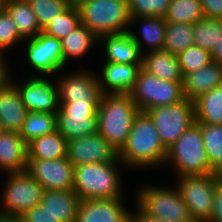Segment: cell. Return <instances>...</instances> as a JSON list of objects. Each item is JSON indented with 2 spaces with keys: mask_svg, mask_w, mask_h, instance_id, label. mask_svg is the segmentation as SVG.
Instances as JSON below:
<instances>
[{
  "mask_svg": "<svg viewBox=\"0 0 222 222\" xmlns=\"http://www.w3.org/2000/svg\"><path fill=\"white\" fill-rule=\"evenodd\" d=\"M167 149L163 146L153 121L146 112L140 111L132 124L126 144L118 153L126 168L144 169L164 166Z\"/></svg>",
  "mask_w": 222,
  "mask_h": 222,
  "instance_id": "cell-1",
  "label": "cell"
},
{
  "mask_svg": "<svg viewBox=\"0 0 222 222\" xmlns=\"http://www.w3.org/2000/svg\"><path fill=\"white\" fill-rule=\"evenodd\" d=\"M139 112L129 94H101L97 111L98 133L119 153Z\"/></svg>",
  "mask_w": 222,
  "mask_h": 222,
  "instance_id": "cell-2",
  "label": "cell"
},
{
  "mask_svg": "<svg viewBox=\"0 0 222 222\" xmlns=\"http://www.w3.org/2000/svg\"><path fill=\"white\" fill-rule=\"evenodd\" d=\"M121 161L88 163L74 167L73 190L81 200L122 197Z\"/></svg>",
  "mask_w": 222,
  "mask_h": 222,
  "instance_id": "cell-3",
  "label": "cell"
},
{
  "mask_svg": "<svg viewBox=\"0 0 222 222\" xmlns=\"http://www.w3.org/2000/svg\"><path fill=\"white\" fill-rule=\"evenodd\" d=\"M171 163L178 176L217 173L210 165L205 151L200 125L193 123L167 149L164 165Z\"/></svg>",
  "mask_w": 222,
  "mask_h": 222,
  "instance_id": "cell-4",
  "label": "cell"
},
{
  "mask_svg": "<svg viewBox=\"0 0 222 222\" xmlns=\"http://www.w3.org/2000/svg\"><path fill=\"white\" fill-rule=\"evenodd\" d=\"M81 23L97 37L128 32V0H82L77 5Z\"/></svg>",
  "mask_w": 222,
  "mask_h": 222,
  "instance_id": "cell-5",
  "label": "cell"
},
{
  "mask_svg": "<svg viewBox=\"0 0 222 222\" xmlns=\"http://www.w3.org/2000/svg\"><path fill=\"white\" fill-rule=\"evenodd\" d=\"M1 197L2 219L17 220L25 212L39 205L43 187L26 171L8 173Z\"/></svg>",
  "mask_w": 222,
  "mask_h": 222,
  "instance_id": "cell-6",
  "label": "cell"
},
{
  "mask_svg": "<svg viewBox=\"0 0 222 222\" xmlns=\"http://www.w3.org/2000/svg\"><path fill=\"white\" fill-rule=\"evenodd\" d=\"M137 204L146 214L172 222H193L177 187L144 185L137 191Z\"/></svg>",
  "mask_w": 222,
  "mask_h": 222,
  "instance_id": "cell-7",
  "label": "cell"
},
{
  "mask_svg": "<svg viewBox=\"0 0 222 222\" xmlns=\"http://www.w3.org/2000/svg\"><path fill=\"white\" fill-rule=\"evenodd\" d=\"M182 83L162 80L141 68L129 95L139 110L145 112L182 101L185 98Z\"/></svg>",
  "mask_w": 222,
  "mask_h": 222,
  "instance_id": "cell-8",
  "label": "cell"
},
{
  "mask_svg": "<svg viewBox=\"0 0 222 222\" xmlns=\"http://www.w3.org/2000/svg\"><path fill=\"white\" fill-rule=\"evenodd\" d=\"M176 187L186 203L193 222H209L216 186L217 173L177 177Z\"/></svg>",
  "mask_w": 222,
  "mask_h": 222,
  "instance_id": "cell-9",
  "label": "cell"
},
{
  "mask_svg": "<svg viewBox=\"0 0 222 222\" xmlns=\"http://www.w3.org/2000/svg\"><path fill=\"white\" fill-rule=\"evenodd\" d=\"M156 127L163 146L169 149L195 123L194 103L188 98L145 111Z\"/></svg>",
  "mask_w": 222,
  "mask_h": 222,
  "instance_id": "cell-10",
  "label": "cell"
},
{
  "mask_svg": "<svg viewBox=\"0 0 222 222\" xmlns=\"http://www.w3.org/2000/svg\"><path fill=\"white\" fill-rule=\"evenodd\" d=\"M59 103L57 130L67 141L98 133L99 101Z\"/></svg>",
  "mask_w": 222,
  "mask_h": 222,
  "instance_id": "cell-11",
  "label": "cell"
},
{
  "mask_svg": "<svg viewBox=\"0 0 222 222\" xmlns=\"http://www.w3.org/2000/svg\"><path fill=\"white\" fill-rule=\"evenodd\" d=\"M26 57L35 75H53L64 69L62 41L40 32L34 38L26 39Z\"/></svg>",
  "mask_w": 222,
  "mask_h": 222,
  "instance_id": "cell-12",
  "label": "cell"
},
{
  "mask_svg": "<svg viewBox=\"0 0 222 222\" xmlns=\"http://www.w3.org/2000/svg\"><path fill=\"white\" fill-rule=\"evenodd\" d=\"M8 71V78L18 88L22 102L29 112L57 113L60 107L58 88L55 82H50L46 76H33L16 83ZM10 74V75H9ZM46 77V78H45Z\"/></svg>",
  "mask_w": 222,
  "mask_h": 222,
  "instance_id": "cell-13",
  "label": "cell"
},
{
  "mask_svg": "<svg viewBox=\"0 0 222 222\" xmlns=\"http://www.w3.org/2000/svg\"><path fill=\"white\" fill-rule=\"evenodd\" d=\"M26 171L44 190H73L74 166L66 157L28 159Z\"/></svg>",
  "mask_w": 222,
  "mask_h": 222,
  "instance_id": "cell-14",
  "label": "cell"
},
{
  "mask_svg": "<svg viewBox=\"0 0 222 222\" xmlns=\"http://www.w3.org/2000/svg\"><path fill=\"white\" fill-rule=\"evenodd\" d=\"M66 158L73 166L120 161L118 152L99 133L67 141Z\"/></svg>",
  "mask_w": 222,
  "mask_h": 222,
  "instance_id": "cell-15",
  "label": "cell"
},
{
  "mask_svg": "<svg viewBox=\"0 0 222 222\" xmlns=\"http://www.w3.org/2000/svg\"><path fill=\"white\" fill-rule=\"evenodd\" d=\"M55 81L58 88L59 102L99 101L100 86L96 74L91 71H73Z\"/></svg>",
  "mask_w": 222,
  "mask_h": 222,
  "instance_id": "cell-16",
  "label": "cell"
},
{
  "mask_svg": "<svg viewBox=\"0 0 222 222\" xmlns=\"http://www.w3.org/2000/svg\"><path fill=\"white\" fill-rule=\"evenodd\" d=\"M122 198L80 200L75 222H131Z\"/></svg>",
  "mask_w": 222,
  "mask_h": 222,
  "instance_id": "cell-17",
  "label": "cell"
},
{
  "mask_svg": "<svg viewBox=\"0 0 222 222\" xmlns=\"http://www.w3.org/2000/svg\"><path fill=\"white\" fill-rule=\"evenodd\" d=\"M28 112L18 88L7 77L0 84V130L20 132Z\"/></svg>",
  "mask_w": 222,
  "mask_h": 222,
  "instance_id": "cell-18",
  "label": "cell"
},
{
  "mask_svg": "<svg viewBox=\"0 0 222 222\" xmlns=\"http://www.w3.org/2000/svg\"><path fill=\"white\" fill-rule=\"evenodd\" d=\"M141 64L104 62L98 77L102 94H129L132 90Z\"/></svg>",
  "mask_w": 222,
  "mask_h": 222,
  "instance_id": "cell-19",
  "label": "cell"
},
{
  "mask_svg": "<svg viewBox=\"0 0 222 222\" xmlns=\"http://www.w3.org/2000/svg\"><path fill=\"white\" fill-rule=\"evenodd\" d=\"M98 44L104 45L103 62L142 64L140 48L128 32L102 35L98 37Z\"/></svg>",
  "mask_w": 222,
  "mask_h": 222,
  "instance_id": "cell-20",
  "label": "cell"
},
{
  "mask_svg": "<svg viewBox=\"0 0 222 222\" xmlns=\"http://www.w3.org/2000/svg\"><path fill=\"white\" fill-rule=\"evenodd\" d=\"M27 144L19 132L0 130V170L21 172L27 168Z\"/></svg>",
  "mask_w": 222,
  "mask_h": 222,
  "instance_id": "cell-21",
  "label": "cell"
},
{
  "mask_svg": "<svg viewBox=\"0 0 222 222\" xmlns=\"http://www.w3.org/2000/svg\"><path fill=\"white\" fill-rule=\"evenodd\" d=\"M221 85L222 66L215 61L183 76L182 86L184 97L192 101L203 93Z\"/></svg>",
  "mask_w": 222,
  "mask_h": 222,
  "instance_id": "cell-22",
  "label": "cell"
},
{
  "mask_svg": "<svg viewBox=\"0 0 222 222\" xmlns=\"http://www.w3.org/2000/svg\"><path fill=\"white\" fill-rule=\"evenodd\" d=\"M80 200L74 190H44L40 204L60 222H75Z\"/></svg>",
  "mask_w": 222,
  "mask_h": 222,
  "instance_id": "cell-23",
  "label": "cell"
},
{
  "mask_svg": "<svg viewBox=\"0 0 222 222\" xmlns=\"http://www.w3.org/2000/svg\"><path fill=\"white\" fill-rule=\"evenodd\" d=\"M140 26V32L137 35L132 30V26L138 23ZM165 19L164 17H132L130 20V28L128 33L131 38L138 44L140 51L144 54L143 43L150 48L148 51L163 50L164 48V36H165ZM133 24V25H132ZM141 38V39H140ZM143 41V42H142Z\"/></svg>",
  "mask_w": 222,
  "mask_h": 222,
  "instance_id": "cell-24",
  "label": "cell"
},
{
  "mask_svg": "<svg viewBox=\"0 0 222 222\" xmlns=\"http://www.w3.org/2000/svg\"><path fill=\"white\" fill-rule=\"evenodd\" d=\"M141 68L162 80L183 82L177 56L165 50L147 51L142 54Z\"/></svg>",
  "mask_w": 222,
  "mask_h": 222,
  "instance_id": "cell-25",
  "label": "cell"
},
{
  "mask_svg": "<svg viewBox=\"0 0 222 222\" xmlns=\"http://www.w3.org/2000/svg\"><path fill=\"white\" fill-rule=\"evenodd\" d=\"M63 61L67 65L70 59L82 58L98 45V37L84 24H80L62 40Z\"/></svg>",
  "mask_w": 222,
  "mask_h": 222,
  "instance_id": "cell-26",
  "label": "cell"
},
{
  "mask_svg": "<svg viewBox=\"0 0 222 222\" xmlns=\"http://www.w3.org/2000/svg\"><path fill=\"white\" fill-rule=\"evenodd\" d=\"M66 138L58 131L38 137L27 144V159H59L66 157Z\"/></svg>",
  "mask_w": 222,
  "mask_h": 222,
  "instance_id": "cell-27",
  "label": "cell"
},
{
  "mask_svg": "<svg viewBox=\"0 0 222 222\" xmlns=\"http://www.w3.org/2000/svg\"><path fill=\"white\" fill-rule=\"evenodd\" d=\"M4 8L16 23L23 40L34 38L42 32L27 0H5Z\"/></svg>",
  "mask_w": 222,
  "mask_h": 222,
  "instance_id": "cell-28",
  "label": "cell"
},
{
  "mask_svg": "<svg viewBox=\"0 0 222 222\" xmlns=\"http://www.w3.org/2000/svg\"><path fill=\"white\" fill-rule=\"evenodd\" d=\"M193 103L195 122L222 125V85L203 93Z\"/></svg>",
  "mask_w": 222,
  "mask_h": 222,
  "instance_id": "cell-29",
  "label": "cell"
},
{
  "mask_svg": "<svg viewBox=\"0 0 222 222\" xmlns=\"http://www.w3.org/2000/svg\"><path fill=\"white\" fill-rule=\"evenodd\" d=\"M57 130V113L28 112L19 132L26 144Z\"/></svg>",
  "mask_w": 222,
  "mask_h": 222,
  "instance_id": "cell-30",
  "label": "cell"
},
{
  "mask_svg": "<svg viewBox=\"0 0 222 222\" xmlns=\"http://www.w3.org/2000/svg\"><path fill=\"white\" fill-rule=\"evenodd\" d=\"M194 24L165 22L164 48L175 56L194 45Z\"/></svg>",
  "mask_w": 222,
  "mask_h": 222,
  "instance_id": "cell-31",
  "label": "cell"
},
{
  "mask_svg": "<svg viewBox=\"0 0 222 222\" xmlns=\"http://www.w3.org/2000/svg\"><path fill=\"white\" fill-rule=\"evenodd\" d=\"M204 18L199 0H170L166 22L195 24Z\"/></svg>",
  "mask_w": 222,
  "mask_h": 222,
  "instance_id": "cell-32",
  "label": "cell"
},
{
  "mask_svg": "<svg viewBox=\"0 0 222 222\" xmlns=\"http://www.w3.org/2000/svg\"><path fill=\"white\" fill-rule=\"evenodd\" d=\"M222 36V19L206 18L194 24V45L199 46L210 53Z\"/></svg>",
  "mask_w": 222,
  "mask_h": 222,
  "instance_id": "cell-33",
  "label": "cell"
},
{
  "mask_svg": "<svg viewBox=\"0 0 222 222\" xmlns=\"http://www.w3.org/2000/svg\"><path fill=\"white\" fill-rule=\"evenodd\" d=\"M210 165L218 172L222 167V125L198 123Z\"/></svg>",
  "mask_w": 222,
  "mask_h": 222,
  "instance_id": "cell-34",
  "label": "cell"
},
{
  "mask_svg": "<svg viewBox=\"0 0 222 222\" xmlns=\"http://www.w3.org/2000/svg\"><path fill=\"white\" fill-rule=\"evenodd\" d=\"M81 24L79 9L76 5H70L64 12L53 19L42 32L49 36L62 40L72 30Z\"/></svg>",
  "mask_w": 222,
  "mask_h": 222,
  "instance_id": "cell-35",
  "label": "cell"
},
{
  "mask_svg": "<svg viewBox=\"0 0 222 222\" xmlns=\"http://www.w3.org/2000/svg\"><path fill=\"white\" fill-rule=\"evenodd\" d=\"M27 2L42 30L71 5L67 0H27Z\"/></svg>",
  "mask_w": 222,
  "mask_h": 222,
  "instance_id": "cell-36",
  "label": "cell"
},
{
  "mask_svg": "<svg viewBox=\"0 0 222 222\" xmlns=\"http://www.w3.org/2000/svg\"><path fill=\"white\" fill-rule=\"evenodd\" d=\"M177 58L183 76L212 62L211 53L196 45L188 47Z\"/></svg>",
  "mask_w": 222,
  "mask_h": 222,
  "instance_id": "cell-37",
  "label": "cell"
},
{
  "mask_svg": "<svg viewBox=\"0 0 222 222\" xmlns=\"http://www.w3.org/2000/svg\"><path fill=\"white\" fill-rule=\"evenodd\" d=\"M21 38L16 23L5 8L0 11V55L5 57V52L16 47Z\"/></svg>",
  "mask_w": 222,
  "mask_h": 222,
  "instance_id": "cell-38",
  "label": "cell"
},
{
  "mask_svg": "<svg viewBox=\"0 0 222 222\" xmlns=\"http://www.w3.org/2000/svg\"><path fill=\"white\" fill-rule=\"evenodd\" d=\"M170 0H128L129 14L132 17H164Z\"/></svg>",
  "mask_w": 222,
  "mask_h": 222,
  "instance_id": "cell-39",
  "label": "cell"
},
{
  "mask_svg": "<svg viewBox=\"0 0 222 222\" xmlns=\"http://www.w3.org/2000/svg\"><path fill=\"white\" fill-rule=\"evenodd\" d=\"M17 220L19 222H60L56 217L42 207L41 204L34 206Z\"/></svg>",
  "mask_w": 222,
  "mask_h": 222,
  "instance_id": "cell-40",
  "label": "cell"
},
{
  "mask_svg": "<svg viewBox=\"0 0 222 222\" xmlns=\"http://www.w3.org/2000/svg\"><path fill=\"white\" fill-rule=\"evenodd\" d=\"M206 18L222 19V0H199Z\"/></svg>",
  "mask_w": 222,
  "mask_h": 222,
  "instance_id": "cell-41",
  "label": "cell"
},
{
  "mask_svg": "<svg viewBox=\"0 0 222 222\" xmlns=\"http://www.w3.org/2000/svg\"><path fill=\"white\" fill-rule=\"evenodd\" d=\"M209 222H222V182L215 188L213 208Z\"/></svg>",
  "mask_w": 222,
  "mask_h": 222,
  "instance_id": "cell-42",
  "label": "cell"
},
{
  "mask_svg": "<svg viewBox=\"0 0 222 222\" xmlns=\"http://www.w3.org/2000/svg\"><path fill=\"white\" fill-rule=\"evenodd\" d=\"M137 212H131V222H172L170 220H162L152 215L146 214L138 205Z\"/></svg>",
  "mask_w": 222,
  "mask_h": 222,
  "instance_id": "cell-43",
  "label": "cell"
},
{
  "mask_svg": "<svg viewBox=\"0 0 222 222\" xmlns=\"http://www.w3.org/2000/svg\"><path fill=\"white\" fill-rule=\"evenodd\" d=\"M212 55V61L219 63L222 66V36L221 39L218 41L217 45L215 46Z\"/></svg>",
  "mask_w": 222,
  "mask_h": 222,
  "instance_id": "cell-44",
  "label": "cell"
},
{
  "mask_svg": "<svg viewBox=\"0 0 222 222\" xmlns=\"http://www.w3.org/2000/svg\"><path fill=\"white\" fill-rule=\"evenodd\" d=\"M5 57L0 55V84L8 77V66Z\"/></svg>",
  "mask_w": 222,
  "mask_h": 222,
  "instance_id": "cell-45",
  "label": "cell"
},
{
  "mask_svg": "<svg viewBox=\"0 0 222 222\" xmlns=\"http://www.w3.org/2000/svg\"><path fill=\"white\" fill-rule=\"evenodd\" d=\"M71 5H77L82 0H67Z\"/></svg>",
  "mask_w": 222,
  "mask_h": 222,
  "instance_id": "cell-46",
  "label": "cell"
},
{
  "mask_svg": "<svg viewBox=\"0 0 222 222\" xmlns=\"http://www.w3.org/2000/svg\"><path fill=\"white\" fill-rule=\"evenodd\" d=\"M219 181L222 182V167L220 168V170L217 172Z\"/></svg>",
  "mask_w": 222,
  "mask_h": 222,
  "instance_id": "cell-47",
  "label": "cell"
},
{
  "mask_svg": "<svg viewBox=\"0 0 222 222\" xmlns=\"http://www.w3.org/2000/svg\"><path fill=\"white\" fill-rule=\"evenodd\" d=\"M0 222H19L18 220L1 219Z\"/></svg>",
  "mask_w": 222,
  "mask_h": 222,
  "instance_id": "cell-48",
  "label": "cell"
},
{
  "mask_svg": "<svg viewBox=\"0 0 222 222\" xmlns=\"http://www.w3.org/2000/svg\"><path fill=\"white\" fill-rule=\"evenodd\" d=\"M4 1L5 0H0V11L4 8Z\"/></svg>",
  "mask_w": 222,
  "mask_h": 222,
  "instance_id": "cell-49",
  "label": "cell"
}]
</instances>
